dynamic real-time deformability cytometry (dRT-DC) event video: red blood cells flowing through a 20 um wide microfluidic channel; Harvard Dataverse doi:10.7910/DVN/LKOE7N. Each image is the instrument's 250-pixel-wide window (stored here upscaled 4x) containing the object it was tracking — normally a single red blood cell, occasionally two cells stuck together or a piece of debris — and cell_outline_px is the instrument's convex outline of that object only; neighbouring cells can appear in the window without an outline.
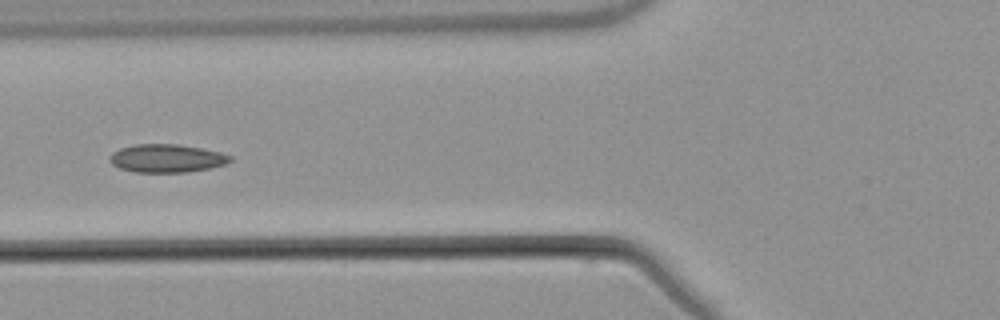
{"species": "common noctule bat (a hibernating species)", "species_latin": "Nyctalus noctula", "temperature_condition": "warm", "stored_images_in_passage": 6, "camera_frame_rate_fps": 3000, "um_per_image_px": 0.085, "animal": {"sex": "male", "body_mass_g": 21.5, "forearm_length_mm": 52.0}, "frame": {"image": 1, "passage_image": 6, "time_ms": 6.0, "image_size_px": [1000, 320], "cell_outline_px": [[232, 160], [224, 164], [208, 168], [188, 172], [136, 172], [120, 168], [112, 164], [108, 160], [112, 152], [120, 148], [136, 144], [176, 144], [200, 148], [220, 152], [232, 156]], "centroid_in_image_um": [14.14, 13.45], "position_along_channel_um": 111.7, "area_um2": 19.65}}